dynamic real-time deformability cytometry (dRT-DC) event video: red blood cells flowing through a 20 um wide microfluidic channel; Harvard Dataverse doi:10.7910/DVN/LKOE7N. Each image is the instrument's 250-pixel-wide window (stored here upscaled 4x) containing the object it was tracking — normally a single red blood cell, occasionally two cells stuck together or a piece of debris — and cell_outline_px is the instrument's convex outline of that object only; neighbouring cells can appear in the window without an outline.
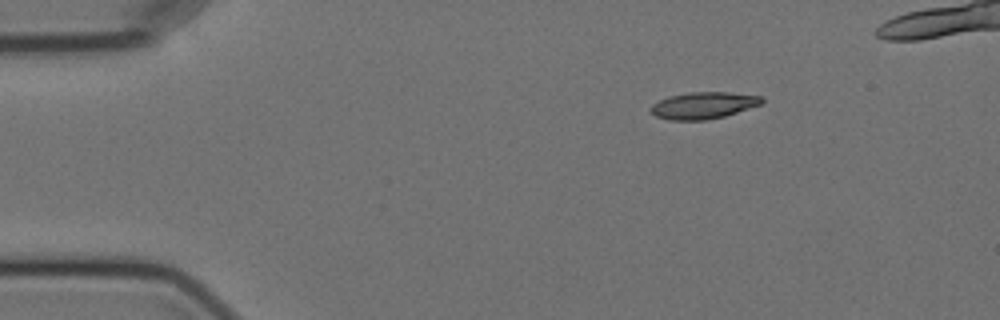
{"species": "Egyptian fruit bat (a non-hibernating species)", "species_latin": "Rousettus aegyptiacus", "temperature_condition": "cold", "stored_images_in_passage": 45, "camera_frame_rate_fps": 3000, "um_per_image_px": 0.085, "animal": {"sex": "female"}, "frame": {"image": 1, "passage_image": 1, "time_ms": 0.0, "image_size_px": [1000, 320], "cell_outline_px": [[764, 100], [760, 104], [724, 116], [708, 120], [668, 120], [656, 116], [652, 112], [652, 104], [668, 96], [688, 92], [728, 92], [760, 96]], "centroid_in_image_um": [59.76, 8.95], "position_along_channel_um": 25.2, "area_um2": 17.11}}
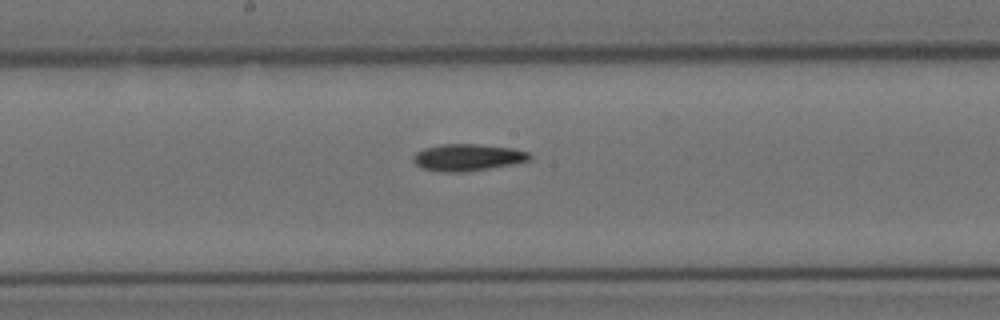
{"frame": {"image": 2, "passage_image": 22, "time_ms": 7.0, "image_size_px": [1000, 320], "cell_outline_px": [[532, 160], [512, 164], [464, 172], [444, 172], [424, 168], [416, 164], [412, 160], [412, 156], [416, 152], [424, 148], [440, 144], [476, 144], [512, 148], [528, 152], [532, 156]], "centroid_in_image_um": [39.75, 13.37], "position_along_channel_um": 208.5, "area_um2": 18.15}}
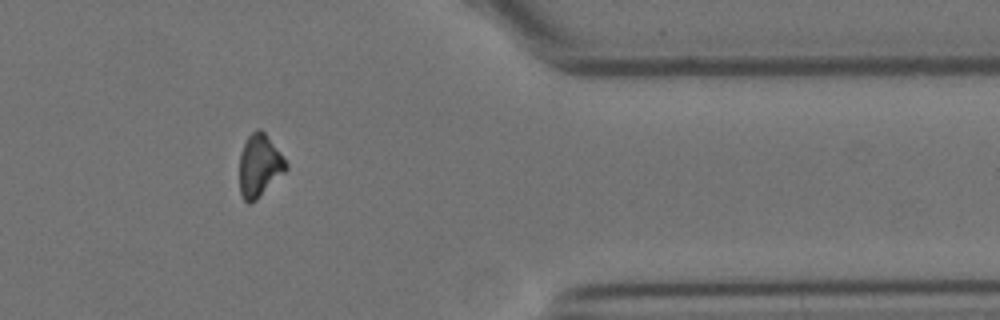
{"frame": {"image": 3, "passage_image": 39, "time_ms": 12.667, "image_size_px": [1000, 320], "cell_outline_px": [[288, 168], [256, 200], [248, 204], [244, 200], [240, 192], [240, 152], [248, 136], [256, 128], [260, 128], [264, 132], [288, 164]], "centroid_in_image_um": [22.03, 14.08], "position_along_channel_um": 389.4, "area_um2": 16.65}, "authors_computed_cell_mechanics": {"area_um2": 17.5712, "velocity_mm_per_s": 3.5606, "shape_relaxation_time_tau1_ms": 5.8313, "shape_relaxation_time_tau2_ms": null, "deformation_change_tau1": 0.1944, "deformation_change_tau2": null}}